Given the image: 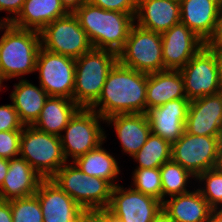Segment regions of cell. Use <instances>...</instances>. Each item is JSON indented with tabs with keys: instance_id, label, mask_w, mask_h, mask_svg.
<instances>
[{
	"instance_id": "obj_35",
	"label": "cell",
	"mask_w": 222,
	"mask_h": 222,
	"mask_svg": "<svg viewBox=\"0 0 222 222\" xmlns=\"http://www.w3.org/2000/svg\"><path fill=\"white\" fill-rule=\"evenodd\" d=\"M105 10L136 13L138 0H87Z\"/></svg>"
},
{
	"instance_id": "obj_46",
	"label": "cell",
	"mask_w": 222,
	"mask_h": 222,
	"mask_svg": "<svg viewBox=\"0 0 222 222\" xmlns=\"http://www.w3.org/2000/svg\"><path fill=\"white\" fill-rule=\"evenodd\" d=\"M219 166L222 168V146H221V155H220V165Z\"/></svg>"
},
{
	"instance_id": "obj_3",
	"label": "cell",
	"mask_w": 222,
	"mask_h": 222,
	"mask_svg": "<svg viewBox=\"0 0 222 222\" xmlns=\"http://www.w3.org/2000/svg\"><path fill=\"white\" fill-rule=\"evenodd\" d=\"M41 48L40 33L21 29L11 23L4 29L0 39V86L4 80L23 79L35 72L36 60Z\"/></svg>"
},
{
	"instance_id": "obj_22",
	"label": "cell",
	"mask_w": 222,
	"mask_h": 222,
	"mask_svg": "<svg viewBox=\"0 0 222 222\" xmlns=\"http://www.w3.org/2000/svg\"><path fill=\"white\" fill-rule=\"evenodd\" d=\"M179 98H186L180 70H164L147 76L146 111Z\"/></svg>"
},
{
	"instance_id": "obj_17",
	"label": "cell",
	"mask_w": 222,
	"mask_h": 222,
	"mask_svg": "<svg viewBox=\"0 0 222 222\" xmlns=\"http://www.w3.org/2000/svg\"><path fill=\"white\" fill-rule=\"evenodd\" d=\"M43 214V222H77L83 208L51 178L43 179L35 193Z\"/></svg>"
},
{
	"instance_id": "obj_39",
	"label": "cell",
	"mask_w": 222,
	"mask_h": 222,
	"mask_svg": "<svg viewBox=\"0 0 222 222\" xmlns=\"http://www.w3.org/2000/svg\"><path fill=\"white\" fill-rule=\"evenodd\" d=\"M0 222H13L10 201L0 200Z\"/></svg>"
},
{
	"instance_id": "obj_9",
	"label": "cell",
	"mask_w": 222,
	"mask_h": 222,
	"mask_svg": "<svg viewBox=\"0 0 222 222\" xmlns=\"http://www.w3.org/2000/svg\"><path fill=\"white\" fill-rule=\"evenodd\" d=\"M222 137L197 136L187 132L172 144L171 159L194 177L220 165Z\"/></svg>"
},
{
	"instance_id": "obj_44",
	"label": "cell",
	"mask_w": 222,
	"mask_h": 222,
	"mask_svg": "<svg viewBox=\"0 0 222 222\" xmlns=\"http://www.w3.org/2000/svg\"><path fill=\"white\" fill-rule=\"evenodd\" d=\"M152 222H174L170 216L162 208L158 214L154 217Z\"/></svg>"
},
{
	"instance_id": "obj_41",
	"label": "cell",
	"mask_w": 222,
	"mask_h": 222,
	"mask_svg": "<svg viewBox=\"0 0 222 222\" xmlns=\"http://www.w3.org/2000/svg\"><path fill=\"white\" fill-rule=\"evenodd\" d=\"M215 57L217 63L219 85L222 92V48L215 47Z\"/></svg>"
},
{
	"instance_id": "obj_24",
	"label": "cell",
	"mask_w": 222,
	"mask_h": 222,
	"mask_svg": "<svg viewBox=\"0 0 222 222\" xmlns=\"http://www.w3.org/2000/svg\"><path fill=\"white\" fill-rule=\"evenodd\" d=\"M162 202V208L174 222H206L211 207L198 188L170 197Z\"/></svg>"
},
{
	"instance_id": "obj_2",
	"label": "cell",
	"mask_w": 222,
	"mask_h": 222,
	"mask_svg": "<svg viewBox=\"0 0 222 222\" xmlns=\"http://www.w3.org/2000/svg\"><path fill=\"white\" fill-rule=\"evenodd\" d=\"M74 14L93 48L118 54L128 39L136 13L105 10L86 1Z\"/></svg>"
},
{
	"instance_id": "obj_12",
	"label": "cell",
	"mask_w": 222,
	"mask_h": 222,
	"mask_svg": "<svg viewBox=\"0 0 222 222\" xmlns=\"http://www.w3.org/2000/svg\"><path fill=\"white\" fill-rule=\"evenodd\" d=\"M184 79L186 98L193 100L219 92L220 85L215 57V47H202L192 59L180 69Z\"/></svg>"
},
{
	"instance_id": "obj_19",
	"label": "cell",
	"mask_w": 222,
	"mask_h": 222,
	"mask_svg": "<svg viewBox=\"0 0 222 222\" xmlns=\"http://www.w3.org/2000/svg\"><path fill=\"white\" fill-rule=\"evenodd\" d=\"M44 178L20 156L9 160V168L0 187V200L10 201L34 195Z\"/></svg>"
},
{
	"instance_id": "obj_11",
	"label": "cell",
	"mask_w": 222,
	"mask_h": 222,
	"mask_svg": "<svg viewBox=\"0 0 222 222\" xmlns=\"http://www.w3.org/2000/svg\"><path fill=\"white\" fill-rule=\"evenodd\" d=\"M35 71L39 84L49 96L73 99L75 59L40 48Z\"/></svg>"
},
{
	"instance_id": "obj_36",
	"label": "cell",
	"mask_w": 222,
	"mask_h": 222,
	"mask_svg": "<svg viewBox=\"0 0 222 222\" xmlns=\"http://www.w3.org/2000/svg\"><path fill=\"white\" fill-rule=\"evenodd\" d=\"M77 222H112V216L107 208L103 209H83Z\"/></svg>"
},
{
	"instance_id": "obj_40",
	"label": "cell",
	"mask_w": 222,
	"mask_h": 222,
	"mask_svg": "<svg viewBox=\"0 0 222 222\" xmlns=\"http://www.w3.org/2000/svg\"><path fill=\"white\" fill-rule=\"evenodd\" d=\"M69 13H74L87 0H60Z\"/></svg>"
},
{
	"instance_id": "obj_45",
	"label": "cell",
	"mask_w": 222,
	"mask_h": 222,
	"mask_svg": "<svg viewBox=\"0 0 222 222\" xmlns=\"http://www.w3.org/2000/svg\"><path fill=\"white\" fill-rule=\"evenodd\" d=\"M10 24V22L5 21L3 18H0V30H4L8 25ZM1 39V37H0Z\"/></svg>"
},
{
	"instance_id": "obj_42",
	"label": "cell",
	"mask_w": 222,
	"mask_h": 222,
	"mask_svg": "<svg viewBox=\"0 0 222 222\" xmlns=\"http://www.w3.org/2000/svg\"><path fill=\"white\" fill-rule=\"evenodd\" d=\"M9 168V160L0 158V187L2 186Z\"/></svg>"
},
{
	"instance_id": "obj_6",
	"label": "cell",
	"mask_w": 222,
	"mask_h": 222,
	"mask_svg": "<svg viewBox=\"0 0 222 222\" xmlns=\"http://www.w3.org/2000/svg\"><path fill=\"white\" fill-rule=\"evenodd\" d=\"M20 155L44 179L52 178L67 163L60 137L40 131L33 125L22 129Z\"/></svg>"
},
{
	"instance_id": "obj_26",
	"label": "cell",
	"mask_w": 222,
	"mask_h": 222,
	"mask_svg": "<svg viewBox=\"0 0 222 222\" xmlns=\"http://www.w3.org/2000/svg\"><path fill=\"white\" fill-rule=\"evenodd\" d=\"M79 109L73 99L49 96L33 126L40 131L60 137L61 132Z\"/></svg>"
},
{
	"instance_id": "obj_13",
	"label": "cell",
	"mask_w": 222,
	"mask_h": 222,
	"mask_svg": "<svg viewBox=\"0 0 222 222\" xmlns=\"http://www.w3.org/2000/svg\"><path fill=\"white\" fill-rule=\"evenodd\" d=\"M107 209L117 222H152L162 209V202L134 190L132 186L125 189L118 184L112 188Z\"/></svg>"
},
{
	"instance_id": "obj_25",
	"label": "cell",
	"mask_w": 222,
	"mask_h": 222,
	"mask_svg": "<svg viewBox=\"0 0 222 222\" xmlns=\"http://www.w3.org/2000/svg\"><path fill=\"white\" fill-rule=\"evenodd\" d=\"M48 97L40 85L38 87L29 80L21 79L18 84H14L10 100L18 112L20 121L26 126L36 122Z\"/></svg>"
},
{
	"instance_id": "obj_18",
	"label": "cell",
	"mask_w": 222,
	"mask_h": 222,
	"mask_svg": "<svg viewBox=\"0 0 222 222\" xmlns=\"http://www.w3.org/2000/svg\"><path fill=\"white\" fill-rule=\"evenodd\" d=\"M134 19L140 27L162 34L180 22V1L138 0Z\"/></svg>"
},
{
	"instance_id": "obj_21",
	"label": "cell",
	"mask_w": 222,
	"mask_h": 222,
	"mask_svg": "<svg viewBox=\"0 0 222 222\" xmlns=\"http://www.w3.org/2000/svg\"><path fill=\"white\" fill-rule=\"evenodd\" d=\"M180 22L206 42L212 35L220 0H179Z\"/></svg>"
},
{
	"instance_id": "obj_14",
	"label": "cell",
	"mask_w": 222,
	"mask_h": 222,
	"mask_svg": "<svg viewBox=\"0 0 222 222\" xmlns=\"http://www.w3.org/2000/svg\"><path fill=\"white\" fill-rule=\"evenodd\" d=\"M164 70H180L205 46V42L179 22L161 34Z\"/></svg>"
},
{
	"instance_id": "obj_31",
	"label": "cell",
	"mask_w": 222,
	"mask_h": 222,
	"mask_svg": "<svg viewBox=\"0 0 222 222\" xmlns=\"http://www.w3.org/2000/svg\"><path fill=\"white\" fill-rule=\"evenodd\" d=\"M132 175L134 190L153 196L162 202V182L159 168H135Z\"/></svg>"
},
{
	"instance_id": "obj_15",
	"label": "cell",
	"mask_w": 222,
	"mask_h": 222,
	"mask_svg": "<svg viewBox=\"0 0 222 222\" xmlns=\"http://www.w3.org/2000/svg\"><path fill=\"white\" fill-rule=\"evenodd\" d=\"M185 132L222 137V92L190 100Z\"/></svg>"
},
{
	"instance_id": "obj_30",
	"label": "cell",
	"mask_w": 222,
	"mask_h": 222,
	"mask_svg": "<svg viewBox=\"0 0 222 222\" xmlns=\"http://www.w3.org/2000/svg\"><path fill=\"white\" fill-rule=\"evenodd\" d=\"M196 182H204V187L198 188L212 209H222V168L209 169L200 174ZM198 180V181H197ZM221 206V207H219Z\"/></svg>"
},
{
	"instance_id": "obj_20",
	"label": "cell",
	"mask_w": 222,
	"mask_h": 222,
	"mask_svg": "<svg viewBox=\"0 0 222 222\" xmlns=\"http://www.w3.org/2000/svg\"><path fill=\"white\" fill-rule=\"evenodd\" d=\"M113 125L122 152L129 156L135 155L151 134V127L145 113L117 114L105 119V123Z\"/></svg>"
},
{
	"instance_id": "obj_16",
	"label": "cell",
	"mask_w": 222,
	"mask_h": 222,
	"mask_svg": "<svg viewBox=\"0 0 222 222\" xmlns=\"http://www.w3.org/2000/svg\"><path fill=\"white\" fill-rule=\"evenodd\" d=\"M189 104V99L179 98L148 109L145 114L151 133L160 136L171 145L175 143L185 132Z\"/></svg>"
},
{
	"instance_id": "obj_27",
	"label": "cell",
	"mask_w": 222,
	"mask_h": 222,
	"mask_svg": "<svg viewBox=\"0 0 222 222\" xmlns=\"http://www.w3.org/2000/svg\"><path fill=\"white\" fill-rule=\"evenodd\" d=\"M83 173L88 176L105 179L113 187L116 184V178L121 173L120 167L115 159L109 152H107L100 144L95 149L87 152L85 155L78 157L73 161Z\"/></svg>"
},
{
	"instance_id": "obj_38",
	"label": "cell",
	"mask_w": 222,
	"mask_h": 222,
	"mask_svg": "<svg viewBox=\"0 0 222 222\" xmlns=\"http://www.w3.org/2000/svg\"><path fill=\"white\" fill-rule=\"evenodd\" d=\"M208 47L222 48V4L219 7L216 24L211 37L205 42Z\"/></svg>"
},
{
	"instance_id": "obj_1",
	"label": "cell",
	"mask_w": 222,
	"mask_h": 222,
	"mask_svg": "<svg viewBox=\"0 0 222 222\" xmlns=\"http://www.w3.org/2000/svg\"><path fill=\"white\" fill-rule=\"evenodd\" d=\"M147 73L118 61L109 70L98 100L90 107L102 118L117 114L146 113Z\"/></svg>"
},
{
	"instance_id": "obj_10",
	"label": "cell",
	"mask_w": 222,
	"mask_h": 222,
	"mask_svg": "<svg viewBox=\"0 0 222 222\" xmlns=\"http://www.w3.org/2000/svg\"><path fill=\"white\" fill-rule=\"evenodd\" d=\"M39 33L42 48L74 59L93 48L74 13L57 18Z\"/></svg>"
},
{
	"instance_id": "obj_37",
	"label": "cell",
	"mask_w": 222,
	"mask_h": 222,
	"mask_svg": "<svg viewBox=\"0 0 222 222\" xmlns=\"http://www.w3.org/2000/svg\"><path fill=\"white\" fill-rule=\"evenodd\" d=\"M25 0H0V12L7 11L12 16L3 18L5 21H13L21 12Z\"/></svg>"
},
{
	"instance_id": "obj_32",
	"label": "cell",
	"mask_w": 222,
	"mask_h": 222,
	"mask_svg": "<svg viewBox=\"0 0 222 222\" xmlns=\"http://www.w3.org/2000/svg\"><path fill=\"white\" fill-rule=\"evenodd\" d=\"M13 222H43L40 202L36 194L10 200Z\"/></svg>"
},
{
	"instance_id": "obj_8",
	"label": "cell",
	"mask_w": 222,
	"mask_h": 222,
	"mask_svg": "<svg viewBox=\"0 0 222 222\" xmlns=\"http://www.w3.org/2000/svg\"><path fill=\"white\" fill-rule=\"evenodd\" d=\"M101 121L105 119L90 108H80L74 114L63 130L65 134L60 136L66 161L71 157L73 162L106 141Z\"/></svg>"
},
{
	"instance_id": "obj_4",
	"label": "cell",
	"mask_w": 222,
	"mask_h": 222,
	"mask_svg": "<svg viewBox=\"0 0 222 222\" xmlns=\"http://www.w3.org/2000/svg\"><path fill=\"white\" fill-rule=\"evenodd\" d=\"M117 61L116 53L96 48L75 59L73 101L80 108H90L98 100L108 72Z\"/></svg>"
},
{
	"instance_id": "obj_29",
	"label": "cell",
	"mask_w": 222,
	"mask_h": 222,
	"mask_svg": "<svg viewBox=\"0 0 222 222\" xmlns=\"http://www.w3.org/2000/svg\"><path fill=\"white\" fill-rule=\"evenodd\" d=\"M160 176L162 182V202L165 197H172L179 194L189 192V179H196L190 172L183 168L180 164L172 159L163 163L160 168Z\"/></svg>"
},
{
	"instance_id": "obj_34",
	"label": "cell",
	"mask_w": 222,
	"mask_h": 222,
	"mask_svg": "<svg viewBox=\"0 0 222 222\" xmlns=\"http://www.w3.org/2000/svg\"><path fill=\"white\" fill-rule=\"evenodd\" d=\"M23 127L13 103L0 106V132L22 130Z\"/></svg>"
},
{
	"instance_id": "obj_28",
	"label": "cell",
	"mask_w": 222,
	"mask_h": 222,
	"mask_svg": "<svg viewBox=\"0 0 222 222\" xmlns=\"http://www.w3.org/2000/svg\"><path fill=\"white\" fill-rule=\"evenodd\" d=\"M172 145L158 135L151 133L141 147L132 156L138 162L137 168H160V166L171 160Z\"/></svg>"
},
{
	"instance_id": "obj_33",
	"label": "cell",
	"mask_w": 222,
	"mask_h": 222,
	"mask_svg": "<svg viewBox=\"0 0 222 222\" xmlns=\"http://www.w3.org/2000/svg\"><path fill=\"white\" fill-rule=\"evenodd\" d=\"M22 130L0 132V158L10 160L20 156Z\"/></svg>"
},
{
	"instance_id": "obj_5",
	"label": "cell",
	"mask_w": 222,
	"mask_h": 222,
	"mask_svg": "<svg viewBox=\"0 0 222 222\" xmlns=\"http://www.w3.org/2000/svg\"><path fill=\"white\" fill-rule=\"evenodd\" d=\"M69 163L51 179L83 209L108 208L113 186L105 179L83 173L72 161Z\"/></svg>"
},
{
	"instance_id": "obj_7",
	"label": "cell",
	"mask_w": 222,
	"mask_h": 222,
	"mask_svg": "<svg viewBox=\"0 0 222 222\" xmlns=\"http://www.w3.org/2000/svg\"><path fill=\"white\" fill-rule=\"evenodd\" d=\"M117 59L123 66L139 72L150 74L164 71L161 34L134 23Z\"/></svg>"
},
{
	"instance_id": "obj_43",
	"label": "cell",
	"mask_w": 222,
	"mask_h": 222,
	"mask_svg": "<svg viewBox=\"0 0 222 222\" xmlns=\"http://www.w3.org/2000/svg\"><path fill=\"white\" fill-rule=\"evenodd\" d=\"M206 222H222V209H211Z\"/></svg>"
},
{
	"instance_id": "obj_23",
	"label": "cell",
	"mask_w": 222,
	"mask_h": 222,
	"mask_svg": "<svg viewBox=\"0 0 222 222\" xmlns=\"http://www.w3.org/2000/svg\"><path fill=\"white\" fill-rule=\"evenodd\" d=\"M68 13L60 0H25L21 12L10 23L21 29L40 32L47 24Z\"/></svg>"
}]
</instances>
